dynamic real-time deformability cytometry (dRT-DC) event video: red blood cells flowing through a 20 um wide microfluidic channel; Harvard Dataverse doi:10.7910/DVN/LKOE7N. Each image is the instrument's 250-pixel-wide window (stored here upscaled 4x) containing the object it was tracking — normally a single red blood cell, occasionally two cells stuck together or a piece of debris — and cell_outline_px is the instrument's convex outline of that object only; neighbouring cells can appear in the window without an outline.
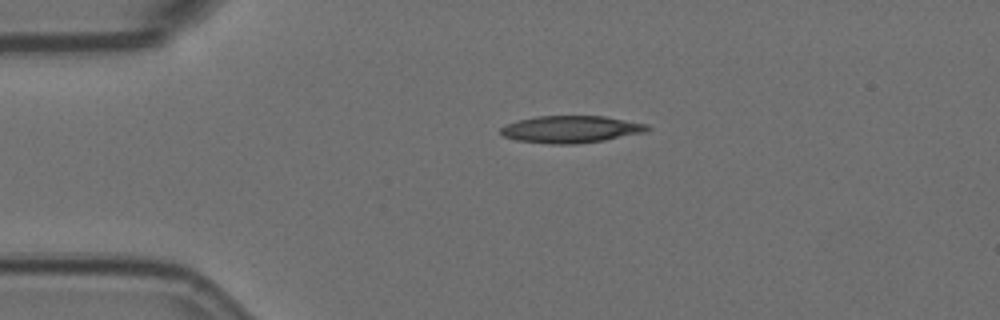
{"species": "Egyptian fruit bat (a non-hibernating species)", "species_latin": "Rousettus aegyptiacus", "temperature_condition": "room temperature", "stored_images_in_passage": 3, "camera_frame_rate_fps": 3000, "um_per_image_px": 0.085, "animal": {"sex": "female"}, "frame": {"image": 1, "passage_image": 1, "time_ms": 0.0, "image_size_px": [1000, 320], "cell_outline_px": [[652, 128], [644, 132], [604, 140], [576, 144], [552, 144], [516, 140], [504, 136], [500, 132], [500, 128], [516, 120], [536, 116], [604, 116], [648, 124]], "centroid_in_image_um": [48.52, 10.98], "position_along_channel_um": 36.5, "area_um2": 23.12}}